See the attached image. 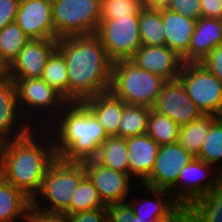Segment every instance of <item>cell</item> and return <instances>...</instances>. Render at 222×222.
<instances>
[{
    "instance_id": "1",
    "label": "cell",
    "mask_w": 222,
    "mask_h": 222,
    "mask_svg": "<svg viewBox=\"0 0 222 222\" xmlns=\"http://www.w3.org/2000/svg\"><path fill=\"white\" fill-rule=\"evenodd\" d=\"M68 75V102H80L109 91L113 61L99 38L70 36L57 41Z\"/></svg>"
},
{
    "instance_id": "2",
    "label": "cell",
    "mask_w": 222,
    "mask_h": 222,
    "mask_svg": "<svg viewBox=\"0 0 222 222\" xmlns=\"http://www.w3.org/2000/svg\"><path fill=\"white\" fill-rule=\"evenodd\" d=\"M32 132L0 143V175L31 200L39 193L48 167L57 158L53 140L50 144L44 140L42 146V139L39 142Z\"/></svg>"
},
{
    "instance_id": "3",
    "label": "cell",
    "mask_w": 222,
    "mask_h": 222,
    "mask_svg": "<svg viewBox=\"0 0 222 222\" xmlns=\"http://www.w3.org/2000/svg\"><path fill=\"white\" fill-rule=\"evenodd\" d=\"M53 114L61 115L54 126L58 131H54L58 140H53L57 157L76 162L94 159L108 136L89 109L83 103L69 102L59 114Z\"/></svg>"
},
{
    "instance_id": "4",
    "label": "cell",
    "mask_w": 222,
    "mask_h": 222,
    "mask_svg": "<svg viewBox=\"0 0 222 222\" xmlns=\"http://www.w3.org/2000/svg\"><path fill=\"white\" fill-rule=\"evenodd\" d=\"M86 175L83 162L65 161L57 157L48 167L37 197L32 200V209L51 214L70 215L72 195L81 179ZM38 195L49 202L41 206Z\"/></svg>"
},
{
    "instance_id": "5",
    "label": "cell",
    "mask_w": 222,
    "mask_h": 222,
    "mask_svg": "<svg viewBox=\"0 0 222 222\" xmlns=\"http://www.w3.org/2000/svg\"><path fill=\"white\" fill-rule=\"evenodd\" d=\"M166 80L130 60L113 62L110 91L126 104L153 108Z\"/></svg>"
},
{
    "instance_id": "6",
    "label": "cell",
    "mask_w": 222,
    "mask_h": 222,
    "mask_svg": "<svg viewBox=\"0 0 222 222\" xmlns=\"http://www.w3.org/2000/svg\"><path fill=\"white\" fill-rule=\"evenodd\" d=\"M101 0H52L55 39L96 34Z\"/></svg>"
},
{
    "instance_id": "7",
    "label": "cell",
    "mask_w": 222,
    "mask_h": 222,
    "mask_svg": "<svg viewBox=\"0 0 222 222\" xmlns=\"http://www.w3.org/2000/svg\"><path fill=\"white\" fill-rule=\"evenodd\" d=\"M178 79L204 115L222 116V82L203 63H184Z\"/></svg>"
},
{
    "instance_id": "8",
    "label": "cell",
    "mask_w": 222,
    "mask_h": 222,
    "mask_svg": "<svg viewBox=\"0 0 222 222\" xmlns=\"http://www.w3.org/2000/svg\"><path fill=\"white\" fill-rule=\"evenodd\" d=\"M95 35L113 62L129 60L141 47L139 15L100 19Z\"/></svg>"
},
{
    "instance_id": "9",
    "label": "cell",
    "mask_w": 222,
    "mask_h": 222,
    "mask_svg": "<svg viewBox=\"0 0 222 222\" xmlns=\"http://www.w3.org/2000/svg\"><path fill=\"white\" fill-rule=\"evenodd\" d=\"M214 166L195 157L180 171L176 184L169 190L173 199L182 207L188 208L196 199L214 190L222 174L214 173L213 179L203 180ZM217 175V176H216ZM204 183L202 182V180ZM177 187V188H176ZM173 190V191H172Z\"/></svg>"
},
{
    "instance_id": "10",
    "label": "cell",
    "mask_w": 222,
    "mask_h": 222,
    "mask_svg": "<svg viewBox=\"0 0 222 222\" xmlns=\"http://www.w3.org/2000/svg\"><path fill=\"white\" fill-rule=\"evenodd\" d=\"M152 109L169 117L180 126L204 115L188 96L179 79L164 82Z\"/></svg>"
},
{
    "instance_id": "11",
    "label": "cell",
    "mask_w": 222,
    "mask_h": 222,
    "mask_svg": "<svg viewBox=\"0 0 222 222\" xmlns=\"http://www.w3.org/2000/svg\"><path fill=\"white\" fill-rule=\"evenodd\" d=\"M193 158L178 142L160 146L153 170L141 185L170 190L176 184L180 171Z\"/></svg>"
},
{
    "instance_id": "12",
    "label": "cell",
    "mask_w": 222,
    "mask_h": 222,
    "mask_svg": "<svg viewBox=\"0 0 222 222\" xmlns=\"http://www.w3.org/2000/svg\"><path fill=\"white\" fill-rule=\"evenodd\" d=\"M83 165L86 175L97 189L98 195L105 206L125 202L128 193H130L132 176L108 169L95 159L84 160Z\"/></svg>"
},
{
    "instance_id": "13",
    "label": "cell",
    "mask_w": 222,
    "mask_h": 222,
    "mask_svg": "<svg viewBox=\"0 0 222 222\" xmlns=\"http://www.w3.org/2000/svg\"><path fill=\"white\" fill-rule=\"evenodd\" d=\"M57 39H30L9 65L10 79L40 78Z\"/></svg>"
},
{
    "instance_id": "14",
    "label": "cell",
    "mask_w": 222,
    "mask_h": 222,
    "mask_svg": "<svg viewBox=\"0 0 222 222\" xmlns=\"http://www.w3.org/2000/svg\"><path fill=\"white\" fill-rule=\"evenodd\" d=\"M15 22L30 39H55L52 0H20Z\"/></svg>"
},
{
    "instance_id": "15",
    "label": "cell",
    "mask_w": 222,
    "mask_h": 222,
    "mask_svg": "<svg viewBox=\"0 0 222 222\" xmlns=\"http://www.w3.org/2000/svg\"><path fill=\"white\" fill-rule=\"evenodd\" d=\"M12 80L15 82L18 104L20 109L23 108V114L25 111L24 107H29V111L31 109H36L35 111L38 110L37 112L40 113L41 111V113H43L42 111L45 112V110H49L51 107V111L53 112L56 107H59L58 109L61 110L69 103L59 92L50 87L41 77Z\"/></svg>"
},
{
    "instance_id": "16",
    "label": "cell",
    "mask_w": 222,
    "mask_h": 222,
    "mask_svg": "<svg viewBox=\"0 0 222 222\" xmlns=\"http://www.w3.org/2000/svg\"><path fill=\"white\" fill-rule=\"evenodd\" d=\"M129 60L165 80L178 79L184 64L182 57L166 45L141 46Z\"/></svg>"
},
{
    "instance_id": "17",
    "label": "cell",
    "mask_w": 222,
    "mask_h": 222,
    "mask_svg": "<svg viewBox=\"0 0 222 222\" xmlns=\"http://www.w3.org/2000/svg\"><path fill=\"white\" fill-rule=\"evenodd\" d=\"M222 44V19L201 17L197 20L184 63H201L209 53Z\"/></svg>"
},
{
    "instance_id": "18",
    "label": "cell",
    "mask_w": 222,
    "mask_h": 222,
    "mask_svg": "<svg viewBox=\"0 0 222 222\" xmlns=\"http://www.w3.org/2000/svg\"><path fill=\"white\" fill-rule=\"evenodd\" d=\"M129 152V175L138 177L142 184L153 170L159 145L147 134L126 138Z\"/></svg>"
},
{
    "instance_id": "19",
    "label": "cell",
    "mask_w": 222,
    "mask_h": 222,
    "mask_svg": "<svg viewBox=\"0 0 222 222\" xmlns=\"http://www.w3.org/2000/svg\"><path fill=\"white\" fill-rule=\"evenodd\" d=\"M18 107L15 82L12 79L0 82V143L25 136L31 129H34L27 123L22 124L19 130L14 131L13 127H16V121H20L17 120V117L20 116L17 114ZM11 132L12 134L15 132L13 136Z\"/></svg>"
},
{
    "instance_id": "20",
    "label": "cell",
    "mask_w": 222,
    "mask_h": 222,
    "mask_svg": "<svg viewBox=\"0 0 222 222\" xmlns=\"http://www.w3.org/2000/svg\"><path fill=\"white\" fill-rule=\"evenodd\" d=\"M95 116L107 136H118L124 101L110 90L82 102Z\"/></svg>"
},
{
    "instance_id": "21",
    "label": "cell",
    "mask_w": 222,
    "mask_h": 222,
    "mask_svg": "<svg viewBox=\"0 0 222 222\" xmlns=\"http://www.w3.org/2000/svg\"><path fill=\"white\" fill-rule=\"evenodd\" d=\"M165 32V45L181 57L188 51L197 20L160 7Z\"/></svg>"
},
{
    "instance_id": "22",
    "label": "cell",
    "mask_w": 222,
    "mask_h": 222,
    "mask_svg": "<svg viewBox=\"0 0 222 222\" xmlns=\"http://www.w3.org/2000/svg\"><path fill=\"white\" fill-rule=\"evenodd\" d=\"M32 200L0 175V222H17L26 217Z\"/></svg>"
},
{
    "instance_id": "23",
    "label": "cell",
    "mask_w": 222,
    "mask_h": 222,
    "mask_svg": "<svg viewBox=\"0 0 222 222\" xmlns=\"http://www.w3.org/2000/svg\"><path fill=\"white\" fill-rule=\"evenodd\" d=\"M128 155L125 138L108 136L99 146L98 153L94 159L108 169L129 174Z\"/></svg>"
},
{
    "instance_id": "24",
    "label": "cell",
    "mask_w": 222,
    "mask_h": 222,
    "mask_svg": "<svg viewBox=\"0 0 222 222\" xmlns=\"http://www.w3.org/2000/svg\"><path fill=\"white\" fill-rule=\"evenodd\" d=\"M140 186H143L144 187L143 189H146L145 191H147L148 193L149 192L150 194L153 193L157 200L152 202V199L150 200L148 199L144 203L140 204L139 207H136L130 202L131 207L134 211V215L144 217V218H147V217L148 218H171L182 208L173 199L169 190L155 189V188H151L145 185H140ZM147 202L151 203L149 207H148L149 203ZM145 209L149 210V213H147L148 211L146 212Z\"/></svg>"
},
{
    "instance_id": "25",
    "label": "cell",
    "mask_w": 222,
    "mask_h": 222,
    "mask_svg": "<svg viewBox=\"0 0 222 222\" xmlns=\"http://www.w3.org/2000/svg\"><path fill=\"white\" fill-rule=\"evenodd\" d=\"M141 46L165 45L164 24L160 7L145 6L139 14Z\"/></svg>"
},
{
    "instance_id": "26",
    "label": "cell",
    "mask_w": 222,
    "mask_h": 222,
    "mask_svg": "<svg viewBox=\"0 0 222 222\" xmlns=\"http://www.w3.org/2000/svg\"><path fill=\"white\" fill-rule=\"evenodd\" d=\"M215 118L216 116L203 115L193 122L182 125L179 131L178 144L196 157L207 137L210 124Z\"/></svg>"
},
{
    "instance_id": "27",
    "label": "cell",
    "mask_w": 222,
    "mask_h": 222,
    "mask_svg": "<svg viewBox=\"0 0 222 222\" xmlns=\"http://www.w3.org/2000/svg\"><path fill=\"white\" fill-rule=\"evenodd\" d=\"M151 109L146 106L131 105L124 102L118 136L126 139L146 134Z\"/></svg>"
},
{
    "instance_id": "28",
    "label": "cell",
    "mask_w": 222,
    "mask_h": 222,
    "mask_svg": "<svg viewBox=\"0 0 222 222\" xmlns=\"http://www.w3.org/2000/svg\"><path fill=\"white\" fill-rule=\"evenodd\" d=\"M180 127L169 117L151 109L146 134L159 146L174 144L178 142Z\"/></svg>"
},
{
    "instance_id": "29",
    "label": "cell",
    "mask_w": 222,
    "mask_h": 222,
    "mask_svg": "<svg viewBox=\"0 0 222 222\" xmlns=\"http://www.w3.org/2000/svg\"><path fill=\"white\" fill-rule=\"evenodd\" d=\"M188 209L193 222H222V197L215 190L196 199Z\"/></svg>"
},
{
    "instance_id": "30",
    "label": "cell",
    "mask_w": 222,
    "mask_h": 222,
    "mask_svg": "<svg viewBox=\"0 0 222 222\" xmlns=\"http://www.w3.org/2000/svg\"><path fill=\"white\" fill-rule=\"evenodd\" d=\"M41 78L68 101V75L63 55L56 49L48 58Z\"/></svg>"
},
{
    "instance_id": "31",
    "label": "cell",
    "mask_w": 222,
    "mask_h": 222,
    "mask_svg": "<svg viewBox=\"0 0 222 222\" xmlns=\"http://www.w3.org/2000/svg\"><path fill=\"white\" fill-rule=\"evenodd\" d=\"M29 40L15 21L9 23L0 30V56L10 65Z\"/></svg>"
},
{
    "instance_id": "32",
    "label": "cell",
    "mask_w": 222,
    "mask_h": 222,
    "mask_svg": "<svg viewBox=\"0 0 222 222\" xmlns=\"http://www.w3.org/2000/svg\"><path fill=\"white\" fill-rule=\"evenodd\" d=\"M196 157L212 166L222 160V116L211 122L207 137ZM221 168L222 166L219 172L222 174Z\"/></svg>"
},
{
    "instance_id": "33",
    "label": "cell",
    "mask_w": 222,
    "mask_h": 222,
    "mask_svg": "<svg viewBox=\"0 0 222 222\" xmlns=\"http://www.w3.org/2000/svg\"><path fill=\"white\" fill-rule=\"evenodd\" d=\"M96 208H106V206L101 201L92 181L85 175L72 195L70 215Z\"/></svg>"
},
{
    "instance_id": "34",
    "label": "cell",
    "mask_w": 222,
    "mask_h": 222,
    "mask_svg": "<svg viewBox=\"0 0 222 222\" xmlns=\"http://www.w3.org/2000/svg\"><path fill=\"white\" fill-rule=\"evenodd\" d=\"M145 6L143 0H101L100 19L139 15Z\"/></svg>"
},
{
    "instance_id": "35",
    "label": "cell",
    "mask_w": 222,
    "mask_h": 222,
    "mask_svg": "<svg viewBox=\"0 0 222 222\" xmlns=\"http://www.w3.org/2000/svg\"><path fill=\"white\" fill-rule=\"evenodd\" d=\"M200 4V0H171L166 8L188 18L198 20L202 17Z\"/></svg>"
},
{
    "instance_id": "36",
    "label": "cell",
    "mask_w": 222,
    "mask_h": 222,
    "mask_svg": "<svg viewBox=\"0 0 222 222\" xmlns=\"http://www.w3.org/2000/svg\"><path fill=\"white\" fill-rule=\"evenodd\" d=\"M107 222H131L134 211L128 202L112 203L106 206Z\"/></svg>"
},
{
    "instance_id": "37",
    "label": "cell",
    "mask_w": 222,
    "mask_h": 222,
    "mask_svg": "<svg viewBox=\"0 0 222 222\" xmlns=\"http://www.w3.org/2000/svg\"><path fill=\"white\" fill-rule=\"evenodd\" d=\"M67 222H107L106 208H96L67 215Z\"/></svg>"
},
{
    "instance_id": "38",
    "label": "cell",
    "mask_w": 222,
    "mask_h": 222,
    "mask_svg": "<svg viewBox=\"0 0 222 222\" xmlns=\"http://www.w3.org/2000/svg\"><path fill=\"white\" fill-rule=\"evenodd\" d=\"M20 0H0V30L16 20Z\"/></svg>"
},
{
    "instance_id": "39",
    "label": "cell",
    "mask_w": 222,
    "mask_h": 222,
    "mask_svg": "<svg viewBox=\"0 0 222 222\" xmlns=\"http://www.w3.org/2000/svg\"><path fill=\"white\" fill-rule=\"evenodd\" d=\"M201 63L222 82V44L215 47Z\"/></svg>"
},
{
    "instance_id": "40",
    "label": "cell",
    "mask_w": 222,
    "mask_h": 222,
    "mask_svg": "<svg viewBox=\"0 0 222 222\" xmlns=\"http://www.w3.org/2000/svg\"><path fill=\"white\" fill-rule=\"evenodd\" d=\"M26 222H67L64 214L45 213L40 210L30 209L26 213Z\"/></svg>"
},
{
    "instance_id": "41",
    "label": "cell",
    "mask_w": 222,
    "mask_h": 222,
    "mask_svg": "<svg viewBox=\"0 0 222 222\" xmlns=\"http://www.w3.org/2000/svg\"><path fill=\"white\" fill-rule=\"evenodd\" d=\"M201 15L205 18L222 19L221 0H200Z\"/></svg>"
},
{
    "instance_id": "42",
    "label": "cell",
    "mask_w": 222,
    "mask_h": 222,
    "mask_svg": "<svg viewBox=\"0 0 222 222\" xmlns=\"http://www.w3.org/2000/svg\"><path fill=\"white\" fill-rule=\"evenodd\" d=\"M164 222H193V219L188 208H181L169 220Z\"/></svg>"
},
{
    "instance_id": "43",
    "label": "cell",
    "mask_w": 222,
    "mask_h": 222,
    "mask_svg": "<svg viewBox=\"0 0 222 222\" xmlns=\"http://www.w3.org/2000/svg\"><path fill=\"white\" fill-rule=\"evenodd\" d=\"M10 79L9 74V65L8 63L0 56V82Z\"/></svg>"
},
{
    "instance_id": "44",
    "label": "cell",
    "mask_w": 222,
    "mask_h": 222,
    "mask_svg": "<svg viewBox=\"0 0 222 222\" xmlns=\"http://www.w3.org/2000/svg\"><path fill=\"white\" fill-rule=\"evenodd\" d=\"M171 0H143L144 4L151 7H166Z\"/></svg>"
},
{
    "instance_id": "45",
    "label": "cell",
    "mask_w": 222,
    "mask_h": 222,
    "mask_svg": "<svg viewBox=\"0 0 222 222\" xmlns=\"http://www.w3.org/2000/svg\"><path fill=\"white\" fill-rule=\"evenodd\" d=\"M169 219L170 218H144L134 215L133 220L131 222H164Z\"/></svg>"
},
{
    "instance_id": "46",
    "label": "cell",
    "mask_w": 222,
    "mask_h": 222,
    "mask_svg": "<svg viewBox=\"0 0 222 222\" xmlns=\"http://www.w3.org/2000/svg\"><path fill=\"white\" fill-rule=\"evenodd\" d=\"M214 190L222 197V176L219 179V182L217 183V186L214 188Z\"/></svg>"
}]
</instances>
